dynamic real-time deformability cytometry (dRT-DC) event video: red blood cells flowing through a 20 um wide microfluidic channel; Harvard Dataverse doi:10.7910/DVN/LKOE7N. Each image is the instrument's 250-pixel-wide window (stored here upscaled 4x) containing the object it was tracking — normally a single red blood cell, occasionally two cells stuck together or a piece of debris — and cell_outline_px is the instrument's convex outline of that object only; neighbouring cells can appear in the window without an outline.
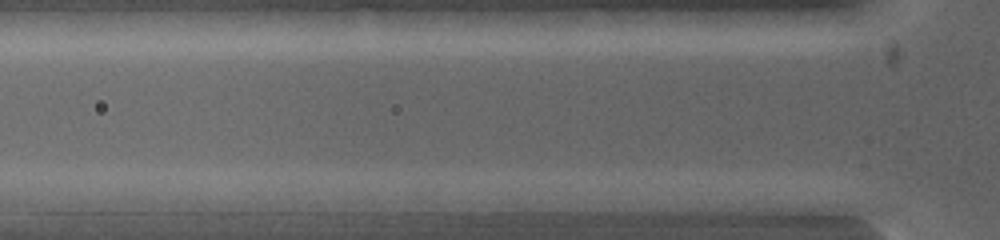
{"species": "common noctule bat (a hibernating species)", "species_latin": "Nyctalus noctula", "temperature_condition": "warm", "stored_images_in_passage": 2, "camera_frame_rate_fps": 5000, "um_per_image_px": 0.085, "animal": {"sex": "female", "body_mass_g": 19.0, "forearm_length_mm": 53.3}, "frame": {"image": 1, "passage_image": 2, "time_ms": 0.4, "image_size_px": [1000, 240], "cell_outline_px": [[664, 200], [656, 208], [608, 212], [496, 212], [496, 200], [512, 192], [632, 192]], "centroid_in_image_um": [48.87, 17.18], "position_along_channel_um": 76.9, "area_um2": 21.73}}